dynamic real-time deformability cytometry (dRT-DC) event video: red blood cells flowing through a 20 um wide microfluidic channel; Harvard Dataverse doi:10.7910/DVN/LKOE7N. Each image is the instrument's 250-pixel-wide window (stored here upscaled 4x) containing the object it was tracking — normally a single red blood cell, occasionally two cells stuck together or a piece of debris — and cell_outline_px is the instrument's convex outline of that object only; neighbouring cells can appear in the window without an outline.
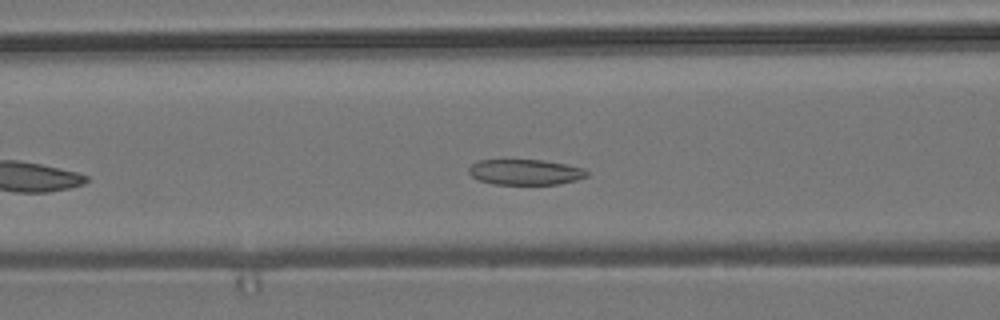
{"species": "common noctule bat (a hibernating species)", "species_latin": "Nyctalus noctula", "temperature_condition": "room temperature", "stored_images_in_passage": 15, "camera_frame_rate_fps": 3000, "um_per_image_px": 0.085, "animal": {"sex": "male", "body_mass_g": 19.2, "forearm_length_mm": 51.8}, "frame": {"image": 1, "passage_image": 11, "time_ms": 3.333, "image_size_px": [1000, 320], "cell_outline_px": [[588, 176], [576, 180], [560, 184], [492, 184], [480, 180], [472, 176], [468, 172], [468, 168], [472, 164], [480, 160], [544, 160], [584, 168], [588, 172]], "centroid_in_image_um": [44.66, 14.63], "position_along_channel_um": 121.9, "area_um2": 17.51}}